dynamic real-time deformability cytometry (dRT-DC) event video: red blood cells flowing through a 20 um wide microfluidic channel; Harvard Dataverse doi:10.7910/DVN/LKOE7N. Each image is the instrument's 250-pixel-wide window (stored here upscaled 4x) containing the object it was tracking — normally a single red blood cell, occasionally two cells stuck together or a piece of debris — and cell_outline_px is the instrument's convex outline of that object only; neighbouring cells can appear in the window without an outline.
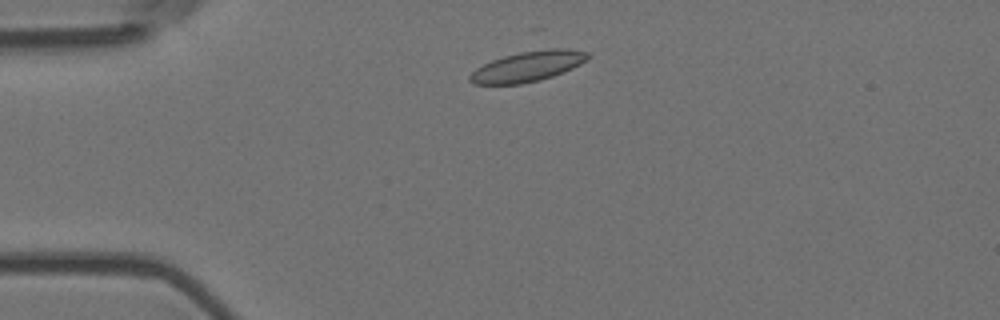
{"species": "Egyptian fruit bat (a non-hibernating species)", "species_latin": "Rousettus aegyptiacus", "temperature_condition": "room temperature", "stored_images_in_passage": 2, "camera_frame_rate_fps": 3000, "um_per_image_px": 0.085, "animal": {"sex": "female"}, "frame": {"image": 1, "passage_image": 2, "time_ms": 0.333, "image_size_px": [1000, 320], "cell_outline_px": [[588, 60], [572, 68], [552, 76], [540, 80], [520, 84], [472, 84], [468, 80], [468, 76], [476, 68], [492, 60], [504, 56], [520, 52], [548, 48], [568, 48], [588, 52]], "centroid_in_image_um": [44.85, 5.64], "position_along_channel_um": 40.2, "area_um2": 20.81}}